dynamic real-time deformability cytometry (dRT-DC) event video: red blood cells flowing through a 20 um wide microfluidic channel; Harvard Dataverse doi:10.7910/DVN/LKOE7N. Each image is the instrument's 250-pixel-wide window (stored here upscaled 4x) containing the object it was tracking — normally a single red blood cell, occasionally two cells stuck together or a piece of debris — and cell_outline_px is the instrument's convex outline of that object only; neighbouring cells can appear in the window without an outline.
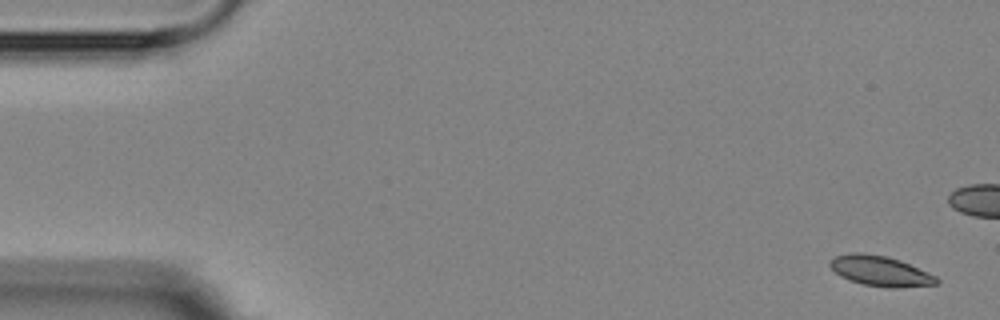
{"species": "Egyptian fruit bat (a non-hibernating species)", "species_latin": "Rousettus aegyptiacus", "temperature_condition": "room temperature", "stored_images_in_passage": 6, "camera_frame_rate_fps": 3000, "um_per_image_px": 0.085, "animal": {"sex": "female"}, "frame": {"image": 1, "passage_image": 1, "time_ms": 0.0, "image_size_px": [1000, 320], "cell_outline_px": [[940, 284], [896, 288], [892, 288], [864, 284], [848, 280], [840, 276], [828, 264], [836, 256], [852, 252], [860, 252], [884, 256], [900, 260], [936, 276], [940, 280]], "centroid_in_image_um": [74.85, 23.04], "position_along_channel_um": 10.1, "area_um2": 18.61}}
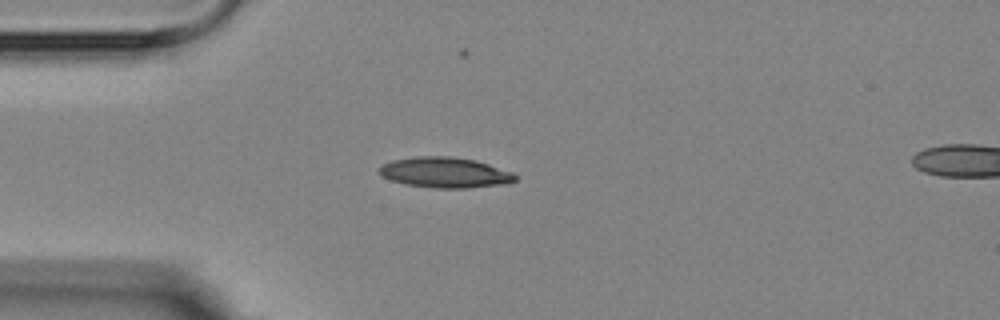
{"frame": {"image": 2, "passage_image": 5, "time_ms": 5.667, "image_size_px": [1000, 320], "cell_outline_px": [[516, 180], [504, 184], [468, 188], [436, 188], [408, 184], [392, 180], [380, 176], [376, 172], [384, 164], [392, 160], [416, 156], [448, 156], [476, 160], [512, 172], [516, 176]], "centroid_in_image_um": [37.81, 14.66], "position_along_channel_um": 47.2, "area_um2": 24.04}}